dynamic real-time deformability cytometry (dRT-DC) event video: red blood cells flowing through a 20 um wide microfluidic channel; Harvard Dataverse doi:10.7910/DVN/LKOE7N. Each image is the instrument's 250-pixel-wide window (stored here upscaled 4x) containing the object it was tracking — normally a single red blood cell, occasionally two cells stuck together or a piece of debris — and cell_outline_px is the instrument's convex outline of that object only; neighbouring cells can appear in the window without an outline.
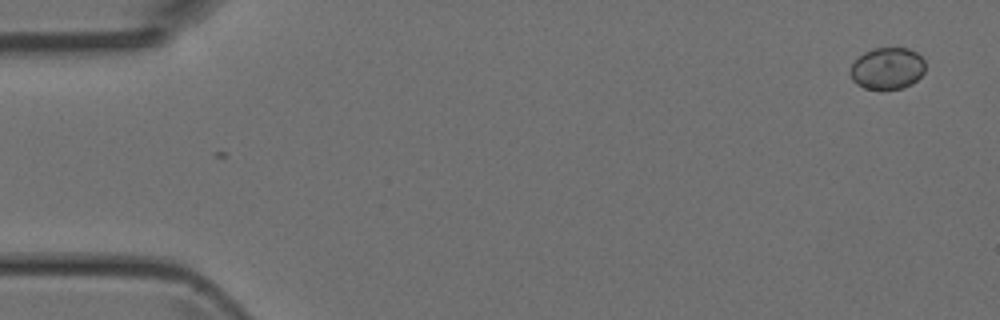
{"species": "Egyptian fruit bat (a non-hibernating species)", "species_latin": "Rousettus aegyptiacus", "temperature_condition": "room temperature", "stored_images_in_passage": 5, "camera_frame_rate_fps": 3000, "um_per_image_px": 0.085, "animal": {"sex": "female"}, "frame": {"image": 1, "passage_image": 5, "time_ms": 1.333, "image_size_px": [1000, 320], "cell_outline_px": [[924, 72], [912, 84], [904, 88], [864, 88], [856, 84], [852, 80], [848, 72], [852, 64], [864, 52], [872, 48], [908, 48], [916, 52], [924, 60]], "centroid_in_image_um": [75.4, 5.8], "position_along_channel_um": 9.6, "area_um2": 18.21}}